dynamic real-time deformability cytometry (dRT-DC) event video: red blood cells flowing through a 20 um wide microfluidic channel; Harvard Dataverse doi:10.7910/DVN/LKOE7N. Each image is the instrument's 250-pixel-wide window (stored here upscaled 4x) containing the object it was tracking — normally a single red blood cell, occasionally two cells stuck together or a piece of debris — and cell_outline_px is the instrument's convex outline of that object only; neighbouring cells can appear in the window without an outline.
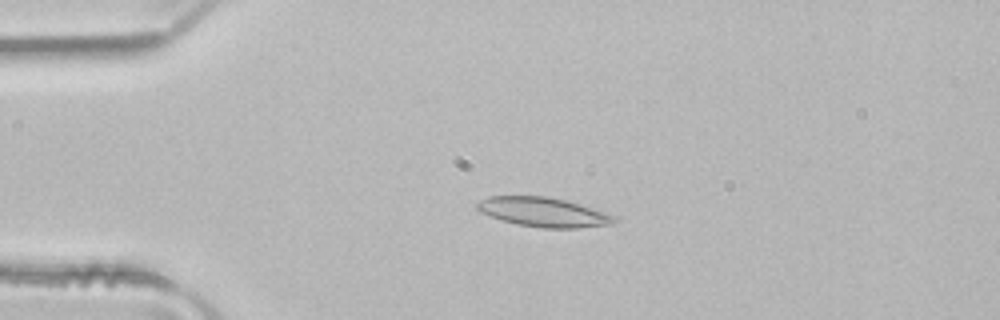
{"species": "common noctule bat (a hibernating species)", "species_latin": "Nyctalus noctula", "temperature_condition": "room temperature", "stored_images_in_passage": 2, "camera_frame_rate_fps": 3000, "um_per_image_px": 0.085, "animal": {"sex": "male", "body_mass_g": 21.5, "forearm_length_mm": 52.0}, "frame": {"image": 1, "passage_image": 1, "time_ms": 0.0, "image_size_px": [1000, 320], "cell_outline_px": [[620, 220], [612, 224], [576, 228], [544, 228], [516, 224], [500, 220], [480, 212], [476, 208], [476, 204], [480, 200], [488, 196], [548, 196], [580, 204], [616, 216]], "centroid_in_image_um": [46.18, 18.03], "position_along_channel_um": 38.8, "area_um2": 23.58}}